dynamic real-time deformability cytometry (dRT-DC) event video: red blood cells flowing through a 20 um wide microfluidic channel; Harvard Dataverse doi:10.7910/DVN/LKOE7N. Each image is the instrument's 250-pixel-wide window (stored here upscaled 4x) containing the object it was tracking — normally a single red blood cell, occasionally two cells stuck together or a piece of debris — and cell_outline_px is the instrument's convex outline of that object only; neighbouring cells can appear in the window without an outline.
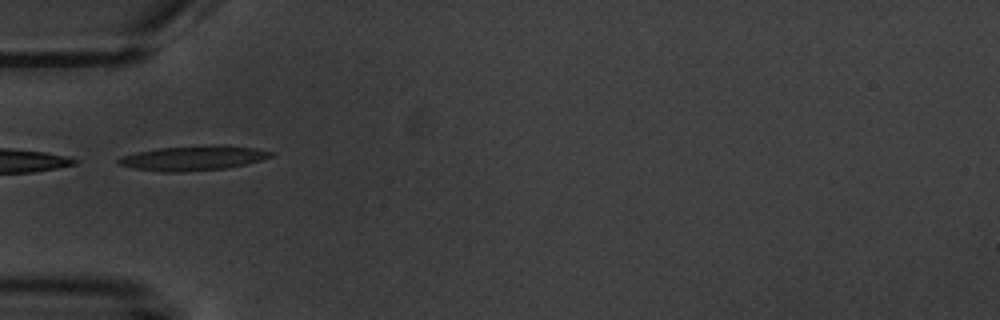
{"species": "common noctule bat (a hibernating species)", "species_latin": "Nyctalus noctula", "temperature_condition": "warm", "stored_images_in_passage": 4, "camera_frame_rate_fps": 3000, "um_per_image_px": 0.085, "animal": {"sex": "male", "body_mass_g": 20.1, "forearm_length_mm": 53.5}, "frame": {"image": 1, "passage_image": 3, "time_ms": 2.333, "image_size_px": [1000, 320], "cell_outline_px": [[276, 152], [272, 156], [260, 160], [228, 168], [180, 172], [160, 172], [132, 168], [120, 164], [116, 160], [120, 156], [136, 152], [160, 148], [212, 144], [256, 148]], "centroid_in_image_um": [16.41, 13.43], "position_along_channel_um": 68.6, "area_um2": 22.02}}